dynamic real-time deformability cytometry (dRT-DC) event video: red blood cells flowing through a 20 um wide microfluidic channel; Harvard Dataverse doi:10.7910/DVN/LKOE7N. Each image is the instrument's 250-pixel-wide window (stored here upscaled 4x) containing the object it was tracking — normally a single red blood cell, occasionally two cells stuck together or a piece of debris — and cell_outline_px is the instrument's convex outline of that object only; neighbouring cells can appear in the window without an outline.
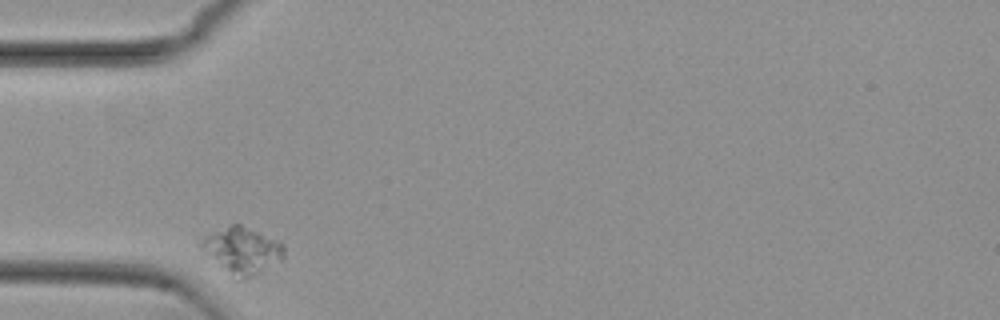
{"species": "common noctule bat (a hibernating species)", "species_latin": "Nyctalus noctula", "temperature_condition": "cold", "stored_images_in_passage": 33, "camera_frame_rate_fps": 3000, "um_per_image_px": 0.085, "animal": {"sex": "female", "body_mass_g": 29.2, "forearm_length_mm": 56.3}, "frame": {"image": 1, "passage_image": 1, "time_ms": 0.0, "image_size_px": [1000, 320], "cell_outline_px": [[284, 260], [248, 280], [236, 280], [200, 248], [196, 244], [204, 236], [232, 224], [240, 224], [280, 240], [284, 244]], "centroid_in_image_um": [20.63, 21.31], "position_along_channel_um": 64.4, "area_um2": 22.89}}
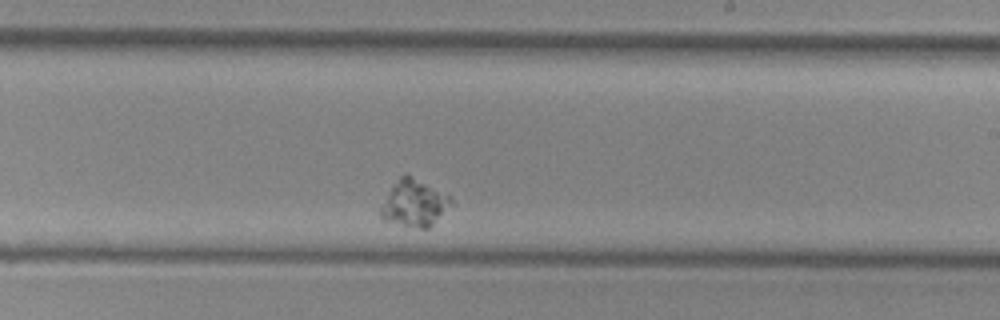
{"frame": {"image": 2, "passage_image": 19, "time_ms": 6.0, "image_size_px": [1000, 320], "cell_outline_px": [[452, 204], [428, 228], [420, 228], [384, 220], [380, 216], [380, 208], [392, 184], [404, 172], [408, 172], [452, 196]], "centroid_in_image_um": [35.21, 17.2], "position_along_channel_um": 253.8, "area_um2": 19.31}}
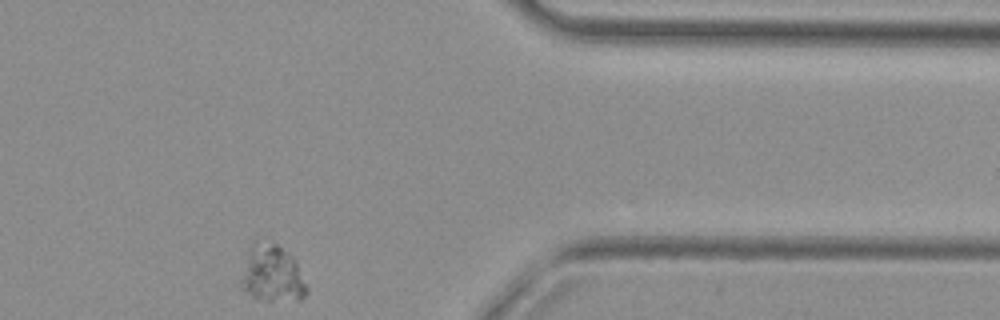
{"frame": {"image": 3, "passage_image": 33, "time_ms": 10.667, "image_size_px": [1000, 320], "cell_outline_px": [[308, 292], [300, 300], [260, 300], [244, 292], [236, 284], [236, 280], [244, 256], [252, 240], [256, 240], [276, 244], [288, 252], [292, 256], [308, 288]], "centroid_in_image_um": [23.0, 23.26], "position_along_channel_um": 388.4, "area_um2": 22.66}}